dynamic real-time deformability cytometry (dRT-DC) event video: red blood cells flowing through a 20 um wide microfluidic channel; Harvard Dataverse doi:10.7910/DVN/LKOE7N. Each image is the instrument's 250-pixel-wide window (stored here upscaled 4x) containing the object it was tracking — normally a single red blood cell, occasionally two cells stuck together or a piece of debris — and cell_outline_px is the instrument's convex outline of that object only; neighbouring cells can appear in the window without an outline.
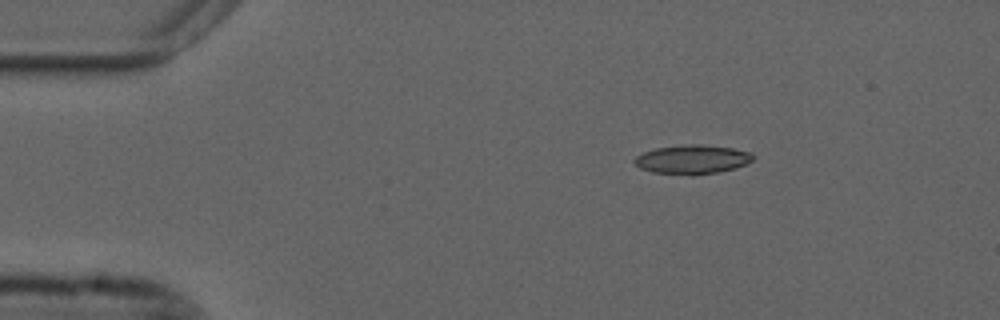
{"species": "common noctule bat (a hibernating species)", "species_latin": "Nyctalus noctula", "temperature_condition": "cold", "stored_images_in_passage": 47, "camera_frame_rate_fps": 3000, "um_per_image_px": 0.085, "animal": {"sex": "male", "forearm_length_mm": 52.5}, "frame": {"image": 1, "passage_image": 1, "time_ms": 0.0, "image_size_px": [1000, 320], "cell_outline_px": [[756, 156], [752, 160], [736, 168], [716, 172], [692, 176], [652, 172], [640, 168], [632, 160], [636, 156], [644, 152], [656, 148], [684, 144], [700, 144], [732, 148], [752, 152]], "centroid_in_image_um": [58.84, 13.55], "position_along_channel_um": 26.2, "area_um2": 20.23}}
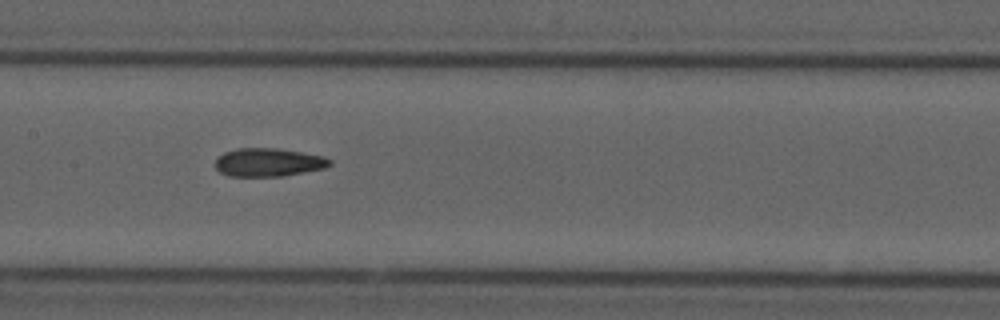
{"frame": {"image": 2, "passage_image": 19, "time_ms": 6.0, "image_size_px": [1000, 320], "cell_outline_px": [[332, 164], [324, 168], [284, 176], [228, 176], [220, 172], [216, 168], [216, 156], [224, 152], [240, 148], [276, 148], [324, 156], [332, 160]], "centroid_in_image_um": [22.81, 13.8], "position_along_channel_um": 184.6, "area_um2": 18.9}}
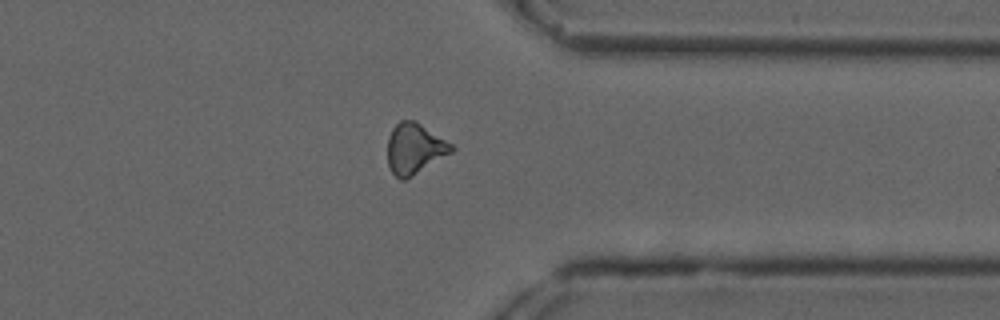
{"frame": {"image": 3, "passage_image": 35, "time_ms": 11.333, "image_size_px": [1000, 320], "cell_outline_px": [[456, 148], [452, 152], [404, 180], [400, 180], [392, 172], [388, 164], [388, 136], [392, 128], [400, 120], [416, 120], [452, 144]], "centroid_in_image_um": [35.23, 12.61], "position_along_channel_um": 376.2, "area_um2": 18.73}, "authors_computed_cell_mechanics": {"area_um2": 18.785, "velocity_mm_per_s": 3.6951, "shape_relaxation_time_tau1_ms": null, "shape_relaxation_time_tau2_ms": 5.2743, "deformation_change_tau1": null, "deformation_change_tau2": 0.1392}}